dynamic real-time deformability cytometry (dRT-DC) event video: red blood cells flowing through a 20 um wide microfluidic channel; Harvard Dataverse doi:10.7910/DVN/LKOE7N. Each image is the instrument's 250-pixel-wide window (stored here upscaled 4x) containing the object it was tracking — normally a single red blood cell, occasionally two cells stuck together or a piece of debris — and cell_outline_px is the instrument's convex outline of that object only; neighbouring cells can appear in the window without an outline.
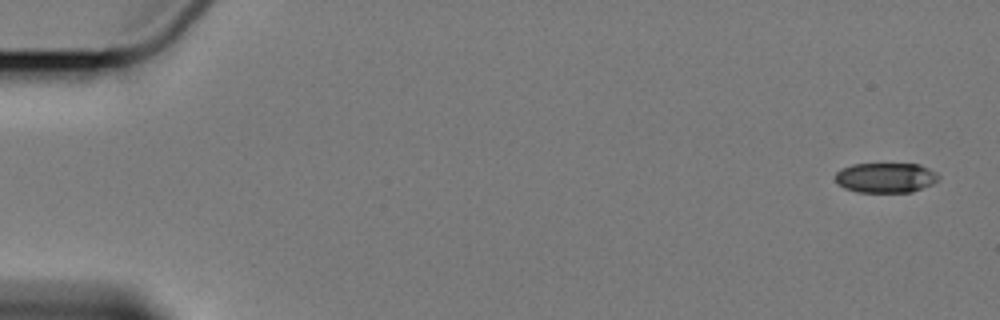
{"species": "Egyptian fruit bat (a non-hibernating species)", "species_latin": "Rousettus aegyptiacus", "temperature_condition": "cold", "stored_images_in_passage": 5, "camera_frame_rate_fps": 3000, "um_per_image_px": 0.085, "animal": {"sex": "female"}, "frame": {"image": 1, "passage_image": 1, "time_ms": 0.0, "image_size_px": [1000, 320], "cell_outline_px": [[940, 176], [932, 184], [912, 192], [860, 192], [844, 188], [836, 180], [836, 172], [840, 168], [852, 164], [920, 164], [936, 172]], "centroid_in_image_um": [75.28, 15.09], "position_along_channel_um": 9.7, "area_um2": 17.98}}
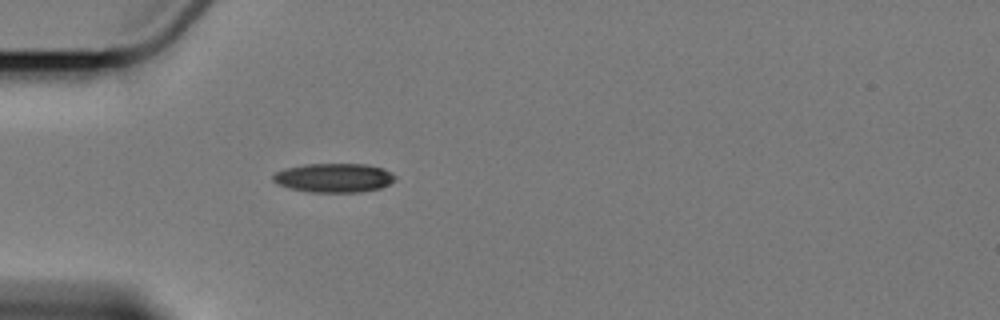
{"frame": {"image": 2, "passage_image": 5, "time_ms": 5.333, "image_size_px": [1000, 320], "cell_outline_px": [[396, 180], [380, 188], [360, 192], [308, 192], [288, 188], [276, 184], [272, 180], [272, 176], [276, 172], [284, 168], [304, 164], [368, 164], [384, 168], [392, 172], [396, 176]], "centroid_in_image_um": [28.37, 15.11], "position_along_channel_um": 56.6, "area_um2": 20.98}}